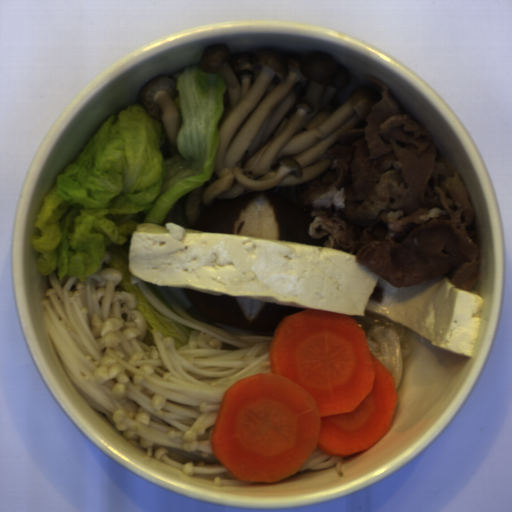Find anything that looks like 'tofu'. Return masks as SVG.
I'll return each instance as SVG.
<instances>
[{
	"label": "tofu",
	"instance_id": "5b9d583a",
	"mask_svg": "<svg viewBox=\"0 0 512 512\" xmlns=\"http://www.w3.org/2000/svg\"><path fill=\"white\" fill-rule=\"evenodd\" d=\"M163 224L169 233L133 232L129 237L127 267L143 283L349 317L372 314L434 347L474 355L484 298L446 276L395 287L359 263L355 253L334 247ZM377 287L383 289L378 302L371 298Z\"/></svg>",
	"mask_w": 512,
	"mask_h": 512
}]
</instances>
